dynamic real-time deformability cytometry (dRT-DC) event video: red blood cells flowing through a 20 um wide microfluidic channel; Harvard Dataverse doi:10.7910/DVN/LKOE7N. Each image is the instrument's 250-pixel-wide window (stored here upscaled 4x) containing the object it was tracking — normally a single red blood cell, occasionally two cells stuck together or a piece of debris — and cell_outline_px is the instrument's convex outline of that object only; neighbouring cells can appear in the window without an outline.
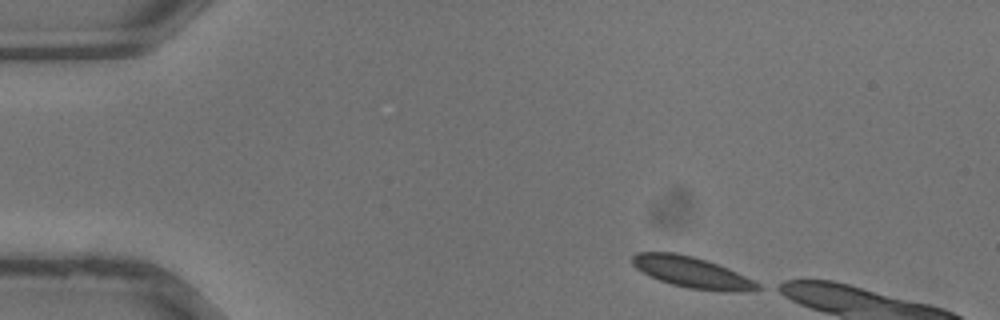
{"species": "common noctule bat (a hibernating species)", "species_latin": "Nyctalus noctula", "temperature_condition": "warm", "stored_images_in_passage": 6, "camera_frame_rate_fps": 3000, "um_per_image_px": 0.085, "animal": {"sex": "male", "body_mass_g": 13.3}, "frame": {"image": 1, "passage_image": 1, "time_ms": 0.0, "image_size_px": [1000, 320], "cell_outline_px": [[764, 288], [744, 292], [720, 292], [688, 288], [672, 284], [660, 280], [636, 268], [632, 264], [632, 256], [636, 252], [676, 252], [692, 256], [728, 268], [760, 284]], "centroid_in_image_um": [58.84, 23.16], "position_along_channel_um": 26.2, "area_um2": 22.54}}